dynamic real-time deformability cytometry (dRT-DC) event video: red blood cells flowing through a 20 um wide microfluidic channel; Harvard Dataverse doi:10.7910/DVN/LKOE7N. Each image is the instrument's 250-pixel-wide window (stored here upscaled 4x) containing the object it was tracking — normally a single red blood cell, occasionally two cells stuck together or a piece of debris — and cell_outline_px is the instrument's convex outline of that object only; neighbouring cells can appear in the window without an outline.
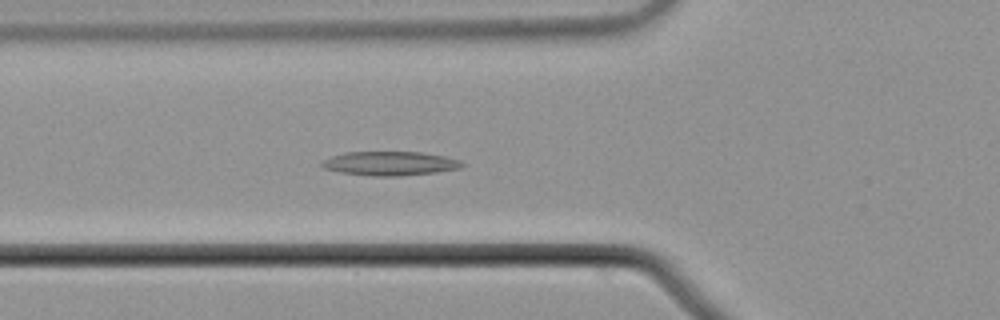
{"species": "common noctule bat (a hibernating species)", "species_latin": "Nyctalus noctula", "temperature_condition": "cold", "stored_images_in_passage": 38, "camera_frame_rate_fps": 3000, "um_per_image_px": 0.085, "animal": {"sex": "male", "body_mass_g": 21.5, "forearm_length_mm": 52.0}, "frame": {"image": 1, "passage_image": 3, "time_ms": 0.667, "image_size_px": [1000, 320], "cell_outline_px": [[464, 164], [460, 168], [436, 172], [400, 176], [372, 176], [340, 172], [324, 168], [320, 164], [324, 160], [332, 156], [344, 152], [420, 152], [444, 156], [460, 160]], "centroid_in_image_um": [33.14, 13.89], "position_along_channel_um": 92.7, "area_um2": 19.54}}
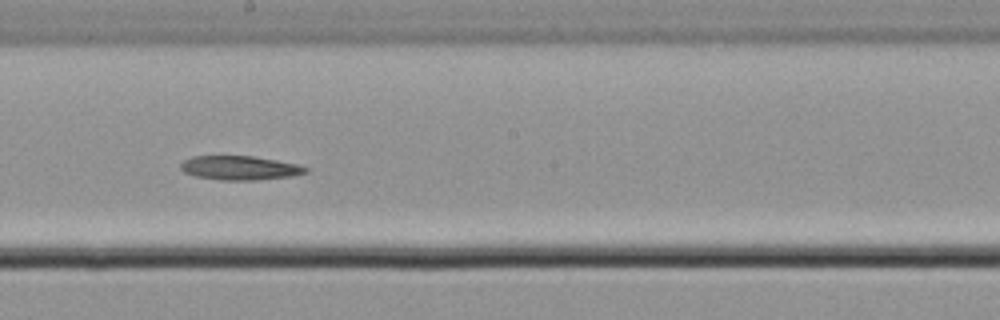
{"frame": {"image": 2, "passage_image": 14, "time_ms": 4.333, "image_size_px": [1000, 320], "cell_outline_px": [[308, 172], [292, 176], [256, 180], [220, 180], [196, 176], [184, 172], [180, 168], [180, 164], [184, 160], [192, 156], [252, 156], [276, 160], [296, 164], [308, 168]], "centroid_in_image_um": [20.37, 14.27], "position_along_channel_um": 227.8, "area_um2": 17.46}}
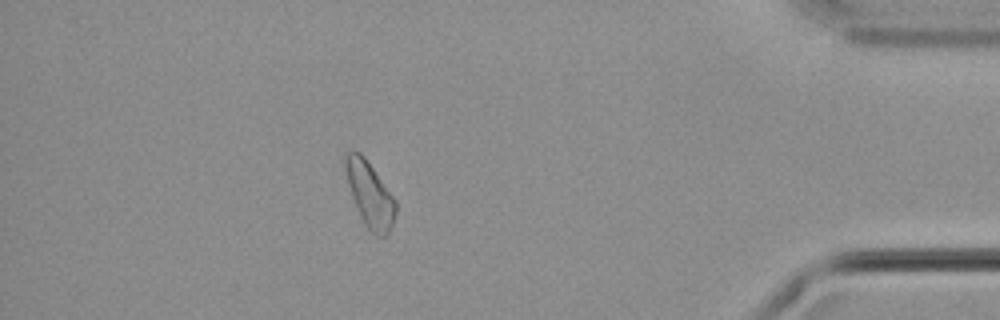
{"frame": {"image": 3, "passage_image": 32, "time_ms": 10.333, "image_size_px": [1000, 320], "cell_outline_px": [[396, 212], [392, 224], [388, 232], [384, 236], [376, 236], [364, 224], [360, 216], [352, 196], [340, 164], [340, 160], [344, 152], [352, 148], [360, 152], [364, 156], [396, 200]], "centroid_in_image_um": [31.34, 16.4], "position_along_channel_um": 403.9, "area_um2": 19.65}}